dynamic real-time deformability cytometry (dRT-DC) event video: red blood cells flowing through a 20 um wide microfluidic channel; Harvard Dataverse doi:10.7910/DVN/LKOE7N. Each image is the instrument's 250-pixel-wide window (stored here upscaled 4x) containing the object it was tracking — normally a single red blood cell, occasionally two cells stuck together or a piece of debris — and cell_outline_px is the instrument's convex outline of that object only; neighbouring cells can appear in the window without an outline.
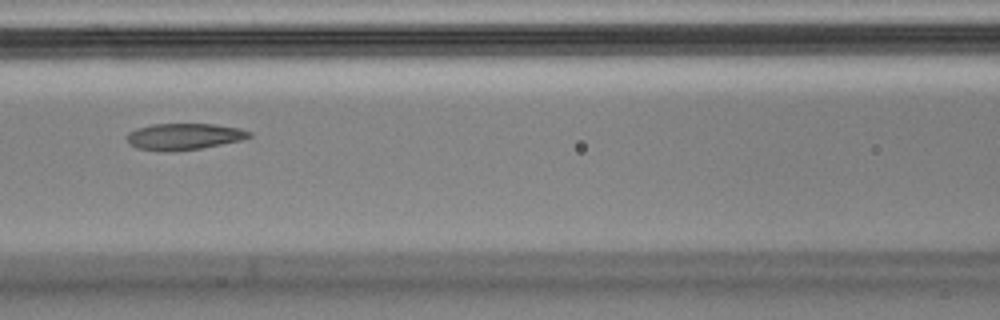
{"species": "Egyptian fruit bat (a non-hibernating species)", "species_latin": "Rousettus aegyptiacus", "temperature_condition": "cold", "stored_images_in_passage": 12, "camera_frame_rate_fps": 3000, "um_per_image_px": 0.085, "animal": {"sex": "male"}, "frame": {"image": 1, "passage_image": 4, "time_ms": 1.0, "image_size_px": [1000, 320], "cell_outline_px": [[252, 136], [244, 140], [200, 148], [172, 152], [168, 152], [136, 148], [128, 144], [128, 132], [136, 128], [152, 124], [216, 124], [240, 128], [252, 132]], "centroid_in_image_um": [15.66, 11.6], "position_along_channel_um": 150.9, "area_um2": 19.07}}
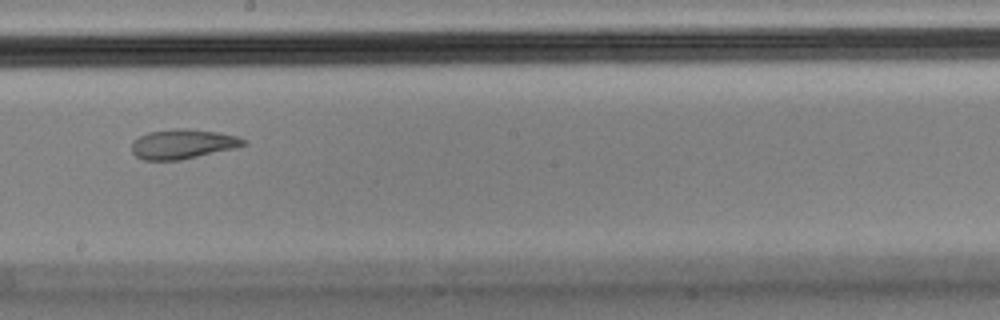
{"frame": {"image": 2, "passage_image": 6, "time_ms": 1.667, "image_size_px": [1000, 320], "cell_outline_px": [[248, 144], [236, 148], [180, 160], [144, 160], [136, 156], [132, 152], [132, 140], [148, 132], [176, 128], [188, 128], [216, 132], [236, 136], [248, 140]], "centroid_in_image_um": [15.55, 12.24], "position_along_channel_um": 232.7, "area_um2": 19.42}}